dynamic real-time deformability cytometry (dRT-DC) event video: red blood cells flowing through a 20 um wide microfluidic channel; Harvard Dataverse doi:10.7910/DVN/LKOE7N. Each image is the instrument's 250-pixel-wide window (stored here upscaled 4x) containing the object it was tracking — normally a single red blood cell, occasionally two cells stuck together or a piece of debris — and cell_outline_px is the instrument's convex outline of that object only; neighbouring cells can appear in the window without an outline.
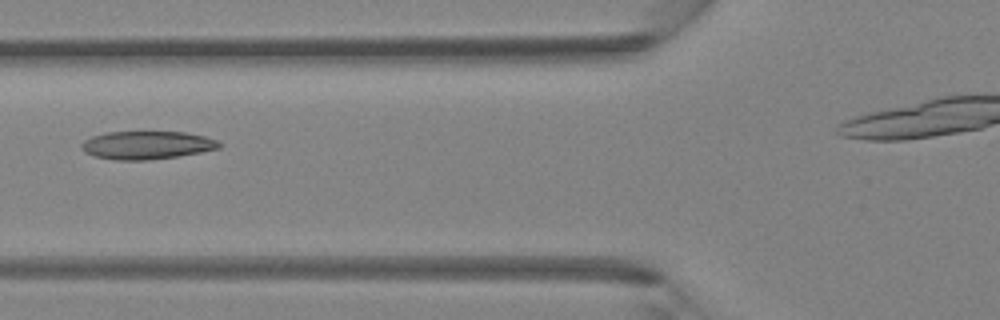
{"species": "Egyptian fruit bat (a non-hibernating species)", "species_latin": "Rousettus aegyptiacus", "temperature_condition": "room temperature", "stored_images_in_passage": 4, "camera_frame_rate_fps": 3000, "um_per_image_px": 0.085, "animal": {"sex": "female"}, "frame": {"image": 1, "passage_image": 3, "time_ms": 0.667, "image_size_px": [1000, 320], "cell_outline_px": [[224, 144], [220, 148], [180, 156], [148, 160], [112, 160], [92, 156], [84, 152], [80, 148], [80, 144], [84, 140], [92, 136], [108, 132], [184, 132], [204, 136], [216, 140]], "centroid_in_image_um": [12.45, 12.35], "position_along_channel_um": 113.3, "area_um2": 22.77}}